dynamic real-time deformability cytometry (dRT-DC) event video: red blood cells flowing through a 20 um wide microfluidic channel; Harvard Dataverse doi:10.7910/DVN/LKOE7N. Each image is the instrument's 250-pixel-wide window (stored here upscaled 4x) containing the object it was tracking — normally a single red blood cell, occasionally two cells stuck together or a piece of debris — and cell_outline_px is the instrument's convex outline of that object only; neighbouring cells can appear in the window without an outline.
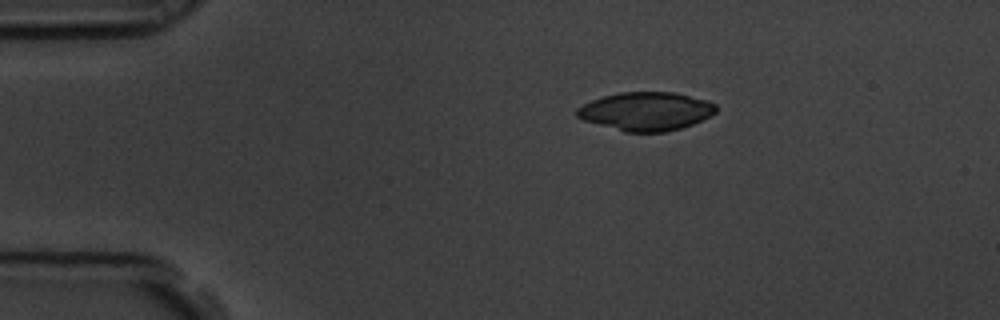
{"species": "common noctule bat (a hibernating species)", "species_latin": "Nyctalus noctula", "temperature_condition": "room temperature", "stored_images_in_passage": 5, "camera_frame_rate_fps": 3000, "um_per_image_px": 0.085, "animal": {"sex": "male", "body_mass_g": 19.5, "forearm_length_mm": 54.6}, "frame": {"image": 1, "passage_image": 1, "time_ms": 0.0, "image_size_px": [1000, 320], "cell_outline_px": [[716, 112], [712, 116], [692, 124], [680, 128], [664, 132], [624, 132], [584, 120], [576, 116], [576, 108], [592, 100], [604, 96], [620, 92], [676, 92], [704, 100], [716, 104]], "centroid_in_image_um": [54.91, 9.46], "position_along_channel_um": 30.1, "area_um2": 31.1}}